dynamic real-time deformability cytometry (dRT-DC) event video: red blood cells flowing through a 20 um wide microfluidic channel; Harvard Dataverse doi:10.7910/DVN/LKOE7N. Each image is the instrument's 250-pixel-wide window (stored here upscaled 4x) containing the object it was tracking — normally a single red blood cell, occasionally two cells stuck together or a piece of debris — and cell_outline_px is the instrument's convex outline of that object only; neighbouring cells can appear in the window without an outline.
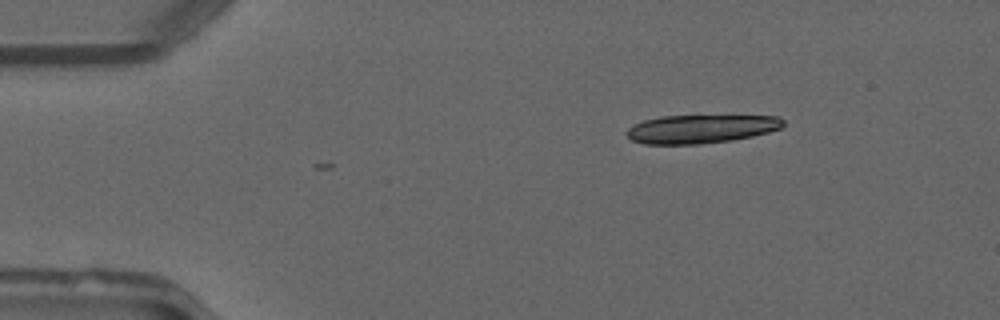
{"species": "common noctule bat (a hibernating species)", "species_latin": "Nyctalus noctula", "temperature_condition": "warm", "stored_images_in_passage": 11, "camera_frame_rate_fps": 3000, "um_per_image_px": 0.085, "animal": {"sex": "male", "forearm_length_mm": 52.5}, "frame": {"image": 1, "passage_image": 1, "time_ms": 0.0, "image_size_px": [1000, 320], "cell_outline_px": [[784, 124], [780, 128], [768, 132], [752, 136], [732, 140], [700, 144], [644, 144], [632, 140], [628, 136], [628, 128], [644, 120], [660, 116], [776, 116], [784, 120]], "centroid_in_image_um": [59.58, 10.96], "position_along_channel_um": 25.4, "area_um2": 25.72}}